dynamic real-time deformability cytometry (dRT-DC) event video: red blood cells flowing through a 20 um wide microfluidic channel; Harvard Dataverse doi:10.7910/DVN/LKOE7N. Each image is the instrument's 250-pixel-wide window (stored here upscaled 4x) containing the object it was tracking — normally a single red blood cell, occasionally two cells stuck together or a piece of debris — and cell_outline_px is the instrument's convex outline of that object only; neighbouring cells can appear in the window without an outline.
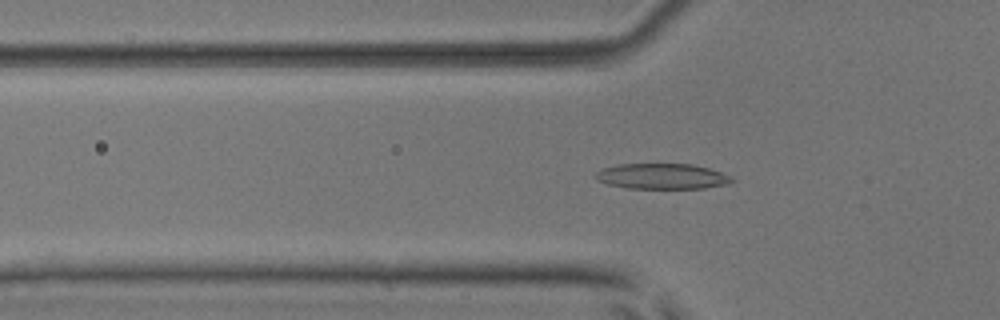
{"species": "common noctule bat (a hibernating species)", "species_latin": "Nyctalus noctula", "temperature_condition": "room temperature", "stored_images_in_passage": 43, "camera_frame_rate_fps": 3000, "um_per_image_px": 0.085, "animal": {"sex": "male", "body_mass_g": 17.9, "forearm_length_mm": 54.2}, "frame": {"image": 1, "passage_image": 8, "time_ms": 2.333, "image_size_px": [1000, 320], "cell_outline_px": [[736, 180], [728, 184], [704, 188], [628, 188], [608, 184], [596, 180], [596, 172], [604, 168], [620, 164], [692, 164], [708, 168], [732, 176]], "centroid_in_image_um": [56.31, 14.99], "position_along_channel_um": 69.5, "area_um2": 20.17}}
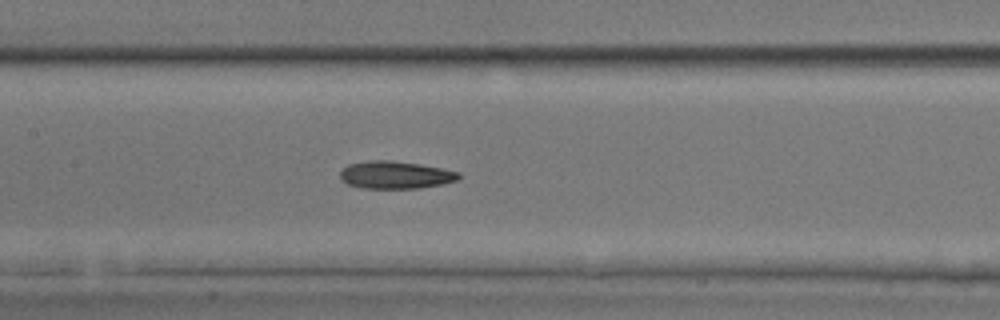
{"frame": {"image": 2, "passage_image": 16, "time_ms": 5.0, "image_size_px": [1000, 320], "cell_outline_px": [[460, 176], [456, 180], [440, 184], [420, 188], [364, 188], [348, 184], [340, 176], [340, 172], [348, 164], [368, 160], [392, 160], [420, 164], [460, 172]], "centroid_in_image_um": [33.6, 14.86], "position_along_channel_um": 173.8, "area_um2": 18.84}}
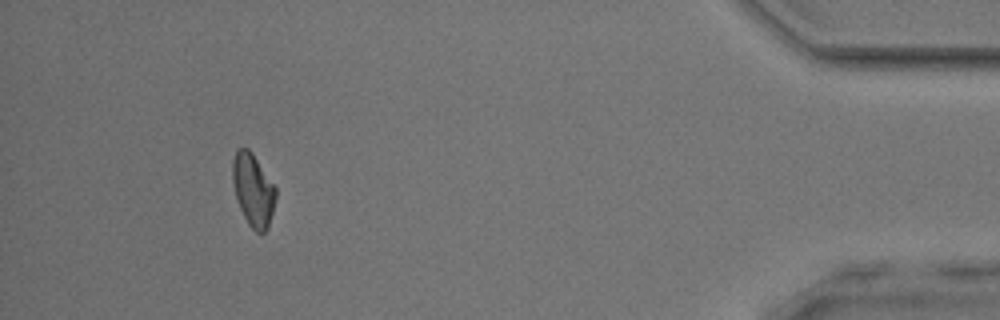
{"frame": {"image": 3, "passage_image": 39, "time_ms": 12.667, "image_size_px": [1000, 320], "cell_outline_px": [[276, 196], [268, 228], [264, 232], [256, 232], [248, 224], [240, 208], [236, 196], [232, 180], [232, 160], [236, 148], [248, 148], [252, 152], [276, 188]], "centroid_in_image_um": [21.5, 16.12], "position_along_channel_um": 413.7, "area_um2": 18.15}, "authors_computed_cell_mechanics": {"area_um2": 18.6116, "velocity_mm_per_s": 3.9313, "shape_relaxation_time_tau1_ms": 5.0256, "shape_relaxation_time_tau2_ms": 2.0183, "deformation_change_tau1": 0.1302, "deformation_change_tau2": 0.0897}}